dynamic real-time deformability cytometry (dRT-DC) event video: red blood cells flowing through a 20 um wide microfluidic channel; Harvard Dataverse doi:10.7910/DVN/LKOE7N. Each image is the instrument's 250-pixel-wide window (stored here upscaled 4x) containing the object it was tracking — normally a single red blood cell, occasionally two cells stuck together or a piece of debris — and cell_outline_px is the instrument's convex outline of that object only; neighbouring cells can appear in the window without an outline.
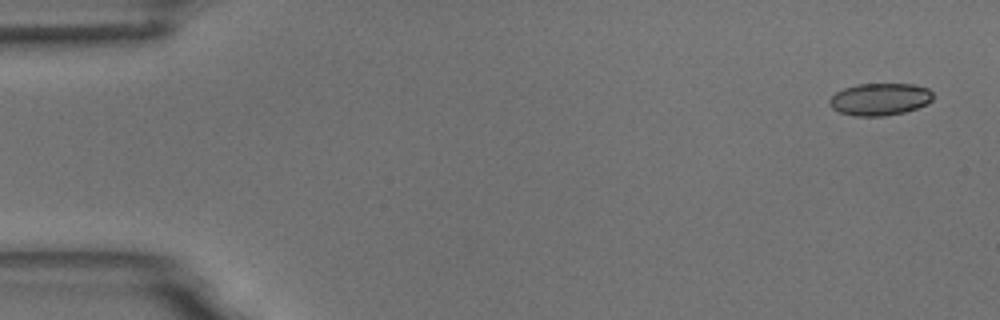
{"species": "common noctule bat (a hibernating species)", "species_latin": "Nyctalus noctula", "temperature_condition": "room temperature", "stored_images_in_passage": 53, "camera_frame_rate_fps": 3000, "um_per_image_px": 0.085, "animal": {"sex": "male", "body_mass_g": 18.8}, "frame": {"image": 1, "passage_image": 1, "time_ms": 0.0, "image_size_px": [1000, 320], "cell_outline_px": [[932, 100], [928, 104], [904, 112], [884, 116], [852, 116], [840, 112], [832, 108], [828, 104], [828, 100], [836, 92], [844, 88], [856, 84], [912, 84], [928, 88], [932, 92]], "centroid_in_image_um": [74.77, 8.44], "position_along_channel_um": 10.2, "area_um2": 19.54}}
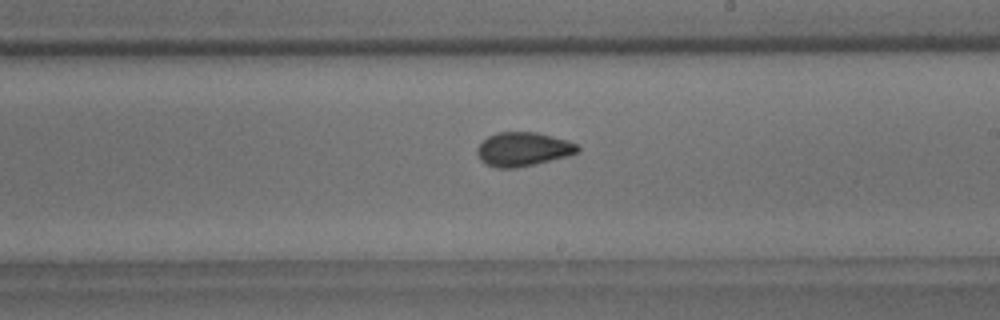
{"frame": {"image": 2, "passage_image": 30, "time_ms": 9.667, "image_size_px": [1000, 320], "cell_outline_px": [[580, 152], [568, 156], [516, 168], [496, 168], [484, 164], [480, 160], [476, 152], [476, 148], [488, 136], [496, 132], [536, 132], [568, 140], [576, 144], [580, 148]], "centroid_in_image_um": [44.44, 12.68], "position_along_channel_um": 244.6, "area_um2": 20.0}}
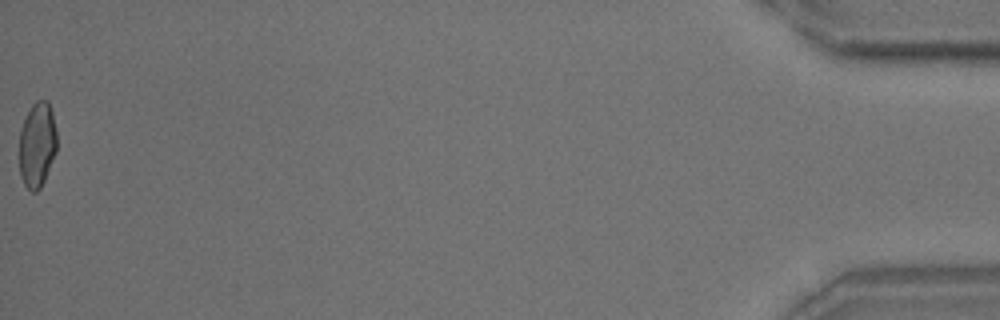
{"frame": {"image": 3, "passage_image": 53, "time_ms": 17.333, "image_size_px": [1000, 320], "cell_outline_px": [[56, 152], [44, 180], [40, 188], [36, 192], [32, 192], [24, 184], [20, 176], [20, 128], [32, 104], [36, 100], [48, 100], [52, 112], [56, 132]], "centroid_in_image_um": [3.16, 12.29], "position_along_channel_um": 432.0, "area_um2": 18.55}, "authors_computed_cell_mechanics": {"area_um2": 19.5942, "velocity_mm_per_s": 3.7398, "shape_relaxation_time_tau1_ms": null, "shape_relaxation_time_tau2_ms": 1.1125, "deformation_change_tau1": null, "deformation_change_tau2": 0.0556}}